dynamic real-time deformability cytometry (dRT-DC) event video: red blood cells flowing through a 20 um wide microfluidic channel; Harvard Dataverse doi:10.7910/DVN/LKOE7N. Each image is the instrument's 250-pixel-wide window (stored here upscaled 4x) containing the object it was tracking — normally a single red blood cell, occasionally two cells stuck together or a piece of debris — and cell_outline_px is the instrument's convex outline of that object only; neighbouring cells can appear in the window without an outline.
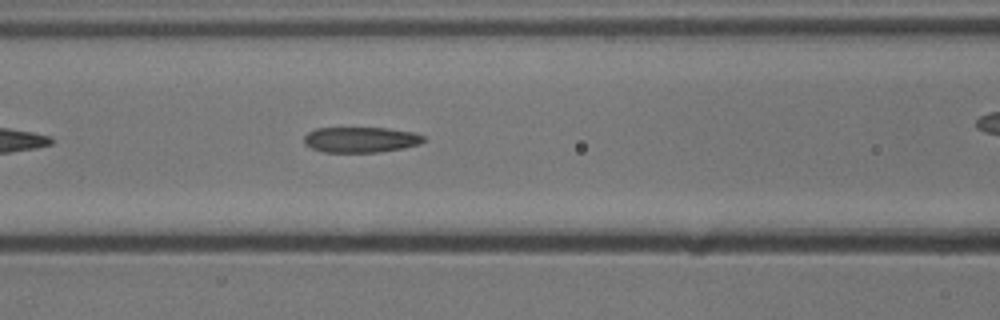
{"species": "common noctule bat (a hibernating species)", "species_latin": "Nyctalus noctula", "temperature_condition": "cold", "stored_images_in_passage": 29, "camera_frame_rate_fps": 3000, "um_per_image_px": 0.085, "animal": {"sex": "male", "body_mass_g": 13.3}, "frame": {"image": 1, "passage_image": 9, "time_ms": 2.667, "image_size_px": [1000, 320], "cell_outline_px": [[424, 140], [420, 144], [404, 148], [376, 152], [324, 152], [312, 148], [304, 144], [304, 136], [308, 132], [316, 128], [388, 128], [416, 132], [424, 136]], "centroid_in_image_um": [30.67, 11.87], "position_along_channel_um": 135.9, "area_um2": 17.86}}
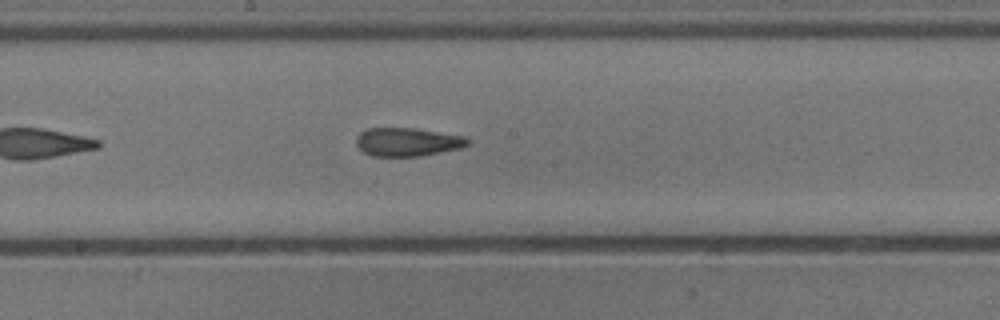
{"frame": {"image": 2, "passage_image": 15, "time_ms": 4.667, "image_size_px": [1000, 320], "cell_outline_px": [[472, 140], [468, 144], [460, 148], [420, 156], [372, 156], [364, 152], [356, 144], [356, 136], [360, 132], [368, 128], [412, 128], [464, 136]], "centroid_in_image_um": [34.62, 12.06], "position_along_channel_um": 213.6, "area_um2": 18.38}}
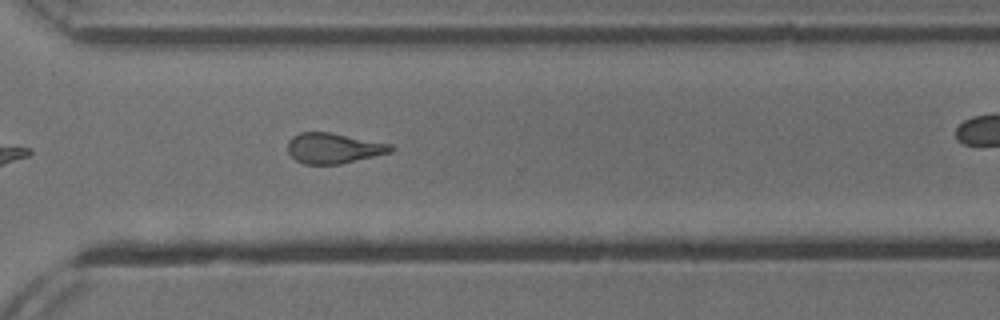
{"frame": {"image": 3, "passage_image": 25, "time_ms": 8.0, "image_size_px": [1000, 320], "cell_outline_px": [[392, 152], [340, 164], [304, 164], [296, 160], [288, 152], [288, 140], [292, 136], [300, 132], [332, 132], [392, 144]], "centroid_in_image_um": [28.34, 12.58], "position_along_channel_um": 342.3, "area_um2": 18.32}}